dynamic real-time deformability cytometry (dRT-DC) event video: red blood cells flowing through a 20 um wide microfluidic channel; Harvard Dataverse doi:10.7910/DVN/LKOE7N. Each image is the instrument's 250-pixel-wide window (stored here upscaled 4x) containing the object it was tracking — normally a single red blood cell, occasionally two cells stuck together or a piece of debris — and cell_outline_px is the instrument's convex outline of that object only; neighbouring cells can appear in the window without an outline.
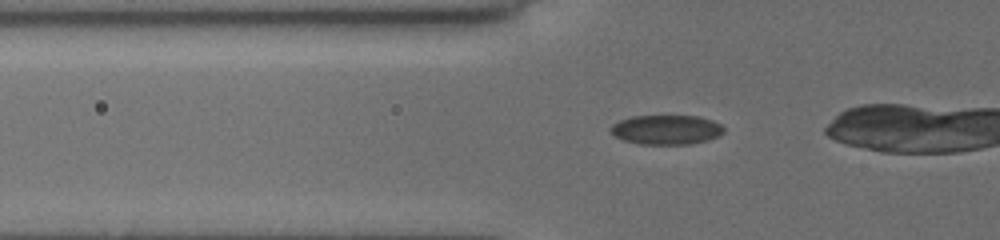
{"species": "common noctule bat (a hibernating species)", "species_latin": "Nyctalus noctula", "temperature_condition": "cold", "stored_images_in_passage": 10, "camera_frame_rate_fps": 3000, "um_per_image_px": 0.085, "animal": {"sex": "female", "body_mass_g": 19.5, "forearm_length_mm": 54.1}, "frame": {"image": 1, "passage_image": 4, "time_ms": 1.0, "image_size_px": [1000, 240], "cell_outline_px": [[724, 132], [720, 136], [708, 140], [688, 144], [640, 144], [624, 140], [616, 136], [608, 128], [612, 124], [620, 120], [632, 116], [696, 116], [712, 120], [720, 124], [724, 128]], "centroid_in_image_um": [56.65, 11.02], "position_along_channel_um": 69.2, "area_um2": 19.42}}
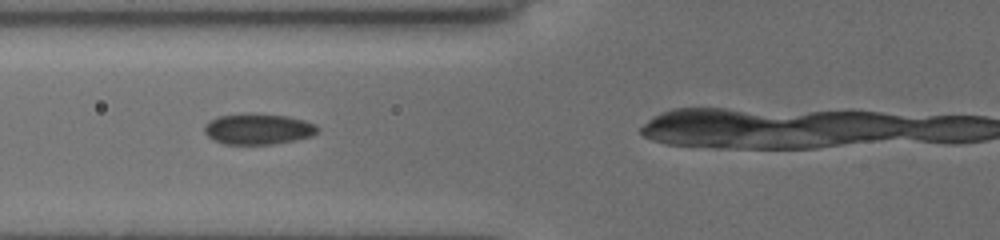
{"frame": {"image": 2, "passage_image": 7, "time_ms": 2.0, "image_size_px": [1000, 240], "cell_outline_px": [[320, 128], [312, 136], [296, 140], [272, 144], [224, 144], [212, 140], [204, 132], [204, 124], [220, 116], [288, 116], [304, 120], [316, 124]], "centroid_in_image_um": [21.97, 11.02], "position_along_channel_um": 103.8, "area_um2": 19.59}}